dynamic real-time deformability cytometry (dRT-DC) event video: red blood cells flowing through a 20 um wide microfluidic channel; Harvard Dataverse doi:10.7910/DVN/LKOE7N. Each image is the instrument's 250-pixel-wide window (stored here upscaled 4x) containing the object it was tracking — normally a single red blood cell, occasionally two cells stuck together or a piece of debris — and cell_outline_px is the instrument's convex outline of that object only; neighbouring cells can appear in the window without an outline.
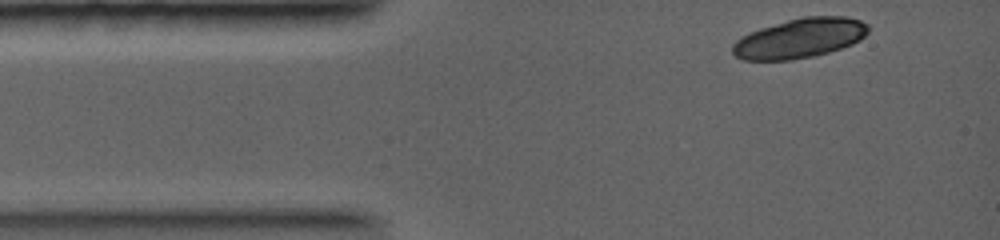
{"species": "common noctule bat (a hibernating species)", "species_latin": "Nyctalus noctula", "temperature_condition": "warm", "stored_images_in_passage": 2, "camera_frame_rate_fps": 5000, "um_per_image_px": 0.085, "animal": {"sex": "female", "body_mass_g": 19.0, "forearm_length_mm": 56.7}, "frame": {"image": 1, "passage_image": 1, "time_ms": 0.0, "image_size_px": [1000, 240], "cell_outline_px": [[868, 32], [860, 40], [852, 44], [828, 52], [812, 56], [788, 60], [744, 60], [736, 56], [732, 52], [732, 44], [740, 36], [748, 32], [760, 28], [788, 20], [804, 16], [848, 16], [860, 20], [868, 24]], "centroid_in_image_um": [67.97, 3.24], "position_along_channel_um": 17.0, "area_um2": 31.39}}